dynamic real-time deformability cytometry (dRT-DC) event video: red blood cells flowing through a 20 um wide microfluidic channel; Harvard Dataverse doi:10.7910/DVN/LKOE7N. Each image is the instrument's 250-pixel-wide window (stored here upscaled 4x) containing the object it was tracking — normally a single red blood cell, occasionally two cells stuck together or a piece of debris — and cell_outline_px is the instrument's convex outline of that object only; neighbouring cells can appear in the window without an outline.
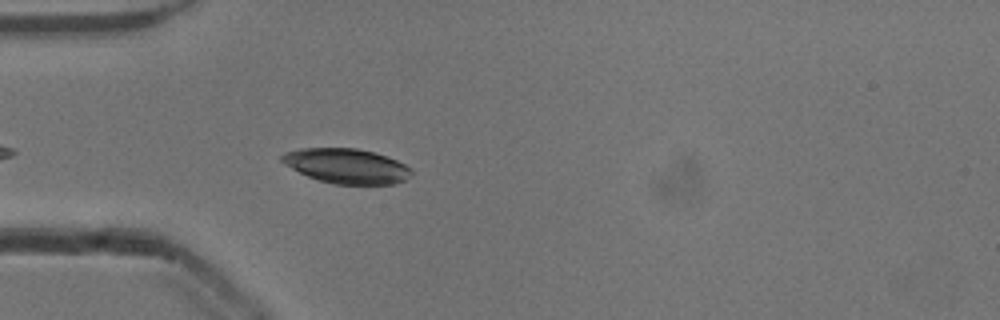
{"species": "common noctule bat (a hibernating species)", "species_latin": "Nyctalus noctula", "temperature_condition": "cold", "stored_images_in_passage": 37, "camera_frame_rate_fps": 3000, "um_per_image_px": 0.085, "animal": {"sex": "male", "body_mass_g": 13.3}, "frame": {"image": 1, "passage_image": 2, "time_ms": 0.333, "image_size_px": [1000, 320], "cell_outline_px": [[412, 172], [404, 180], [396, 184], [332, 184], [308, 176], [284, 164], [280, 160], [280, 156], [284, 152], [300, 148], [356, 148], [376, 152], [396, 160], [412, 168]], "centroid_in_image_um": [29.45, 14.1], "position_along_channel_um": 55.5, "area_um2": 26.3}}
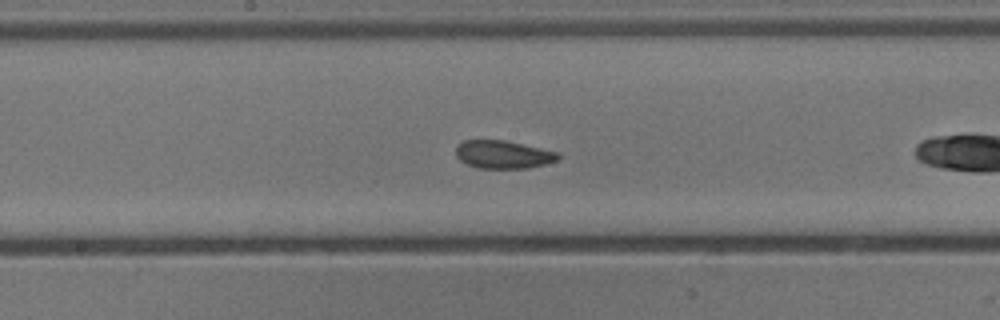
{"frame": {"image": 2, "passage_image": 11, "time_ms": 3.333, "image_size_px": [1000, 320], "cell_outline_px": [[560, 156], [556, 160], [544, 164], [528, 168], [480, 168], [468, 164], [460, 160], [456, 156], [456, 144], [464, 140], [504, 140], [560, 152]], "centroid_in_image_um": [42.76, 13.12], "position_along_channel_um": 205.4, "area_um2": 16.65}}
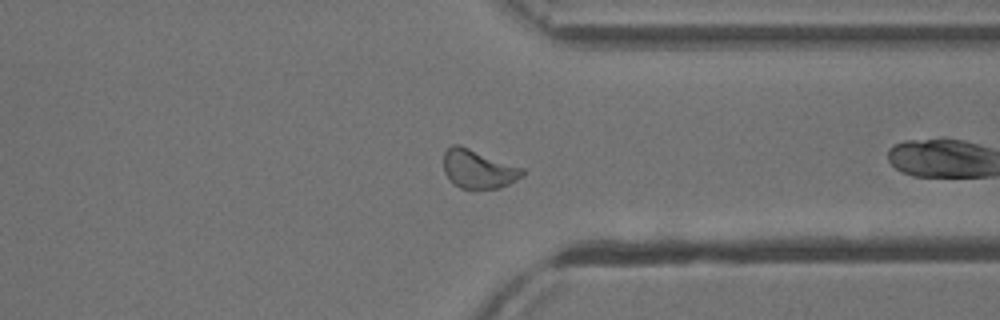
{"frame": {"image": 3, "passage_image": 24, "time_ms": 7.667, "image_size_px": [1000, 320], "cell_outline_px": [[524, 176], [508, 184], [496, 188], [472, 192], [460, 188], [452, 184], [444, 172], [444, 152], [452, 144], [460, 144], [524, 168]], "centroid_in_image_um": [40.64, 14.4], "position_along_channel_um": 370.8, "area_um2": 18.38}, "authors_computed_cell_mechanics": {"area_um2": 17.2244, "velocity_mm_per_s": 3.8532, "shape_relaxation_time_tau1_ms": 2.2365, "shape_relaxation_time_tau2_ms": null, "deformation_change_tau1": 0.0847, "deformation_change_tau2": null}}